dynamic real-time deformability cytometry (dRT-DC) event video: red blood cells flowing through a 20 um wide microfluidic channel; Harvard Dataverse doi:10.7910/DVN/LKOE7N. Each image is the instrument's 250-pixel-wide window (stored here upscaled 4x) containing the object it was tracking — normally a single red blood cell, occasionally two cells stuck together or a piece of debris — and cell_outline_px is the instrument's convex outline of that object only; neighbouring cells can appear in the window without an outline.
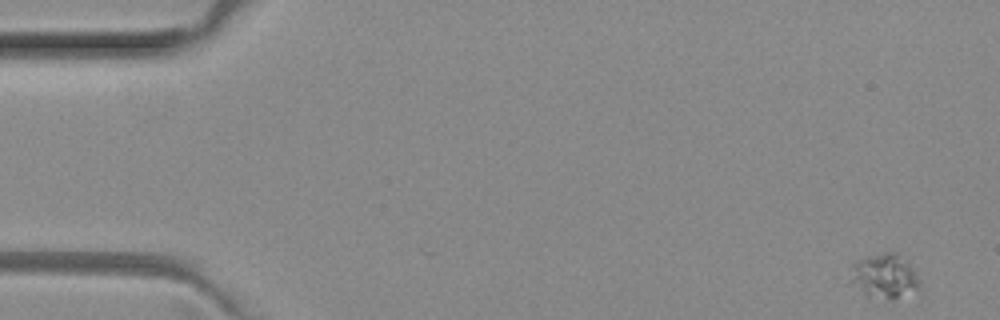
{"species": "common noctule bat (a hibernating species)", "species_latin": "Nyctalus noctula", "temperature_condition": "room temperature", "stored_images_in_passage": 5, "camera_frame_rate_fps": 3000, "um_per_image_px": 0.085, "animal": {"sex": "female", "body_mass_g": 29.2, "forearm_length_mm": 56.3}, "frame": {"image": 1, "passage_image": 1, "time_ms": 0.0, "image_size_px": [1000, 320], "cell_outline_px": [[920, 292], [892, 300], [888, 300], [868, 296], [852, 280], [852, 264], [864, 256], [884, 252], [896, 252], [908, 264], [920, 280]], "centroid_in_image_um": [75.25, 23.49], "position_along_channel_um": 9.8, "area_um2": 17.86}}
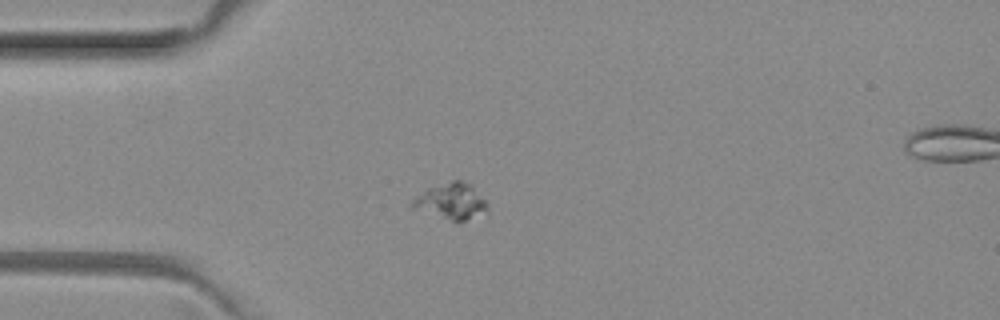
{"frame": {"image": 2, "passage_image": 4, "time_ms": 1.0, "image_size_px": [1000, 320], "cell_outline_px": [[488, 212], [464, 220], [452, 220], [408, 208], [408, 204], [416, 196], [428, 188], [452, 180], [460, 180], [472, 184], [488, 204]], "centroid_in_image_um": [38.33, 17.09], "position_along_channel_um": 46.7, "area_um2": 15.84}}